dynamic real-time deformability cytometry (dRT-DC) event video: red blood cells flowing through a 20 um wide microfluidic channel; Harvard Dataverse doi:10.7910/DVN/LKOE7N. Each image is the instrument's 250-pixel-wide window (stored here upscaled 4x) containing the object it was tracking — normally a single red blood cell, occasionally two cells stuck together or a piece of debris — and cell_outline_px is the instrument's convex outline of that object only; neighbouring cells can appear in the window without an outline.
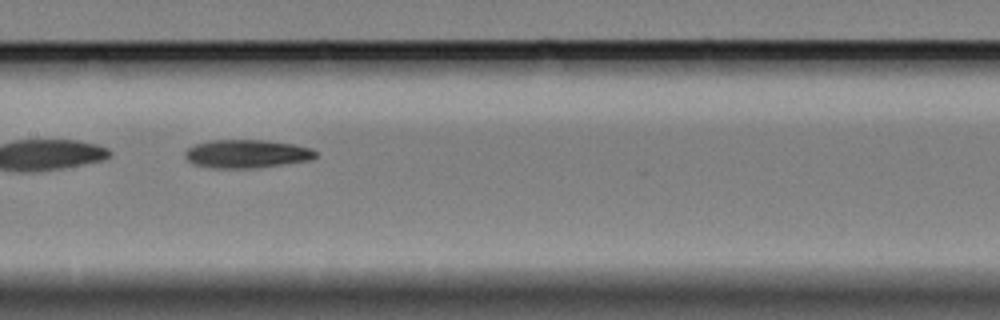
{"species": "Egyptian fruit bat (a non-hibernating species)", "species_latin": "Rousettus aegyptiacus", "temperature_condition": "cold", "stored_images_in_passage": 38, "camera_frame_rate_fps": 3000, "um_per_image_px": 0.085, "animal": {"sex": "female"}, "frame": {"image": 1, "passage_image": 23, "time_ms": 7.333, "image_size_px": [1000, 320], "cell_outline_px": [[316, 156], [312, 160], [256, 168], [212, 168], [192, 164], [184, 156], [184, 152], [188, 148], [196, 144], [212, 140], [264, 140], [296, 144], [312, 148], [316, 152]], "centroid_in_image_um": [20.99, 13.08], "position_along_channel_um": 186.4, "area_um2": 21.73}}
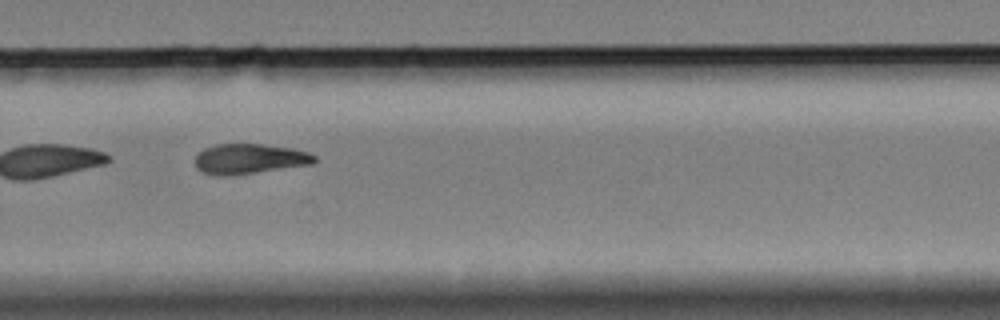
{"frame": {"image": 2, "passage_image": 34, "time_ms": 11.0, "image_size_px": [1000, 320], "cell_outline_px": [[316, 160], [312, 164], [224, 176], [220, 176], [204, 172], [196, 168], [196, 156], [204, 148], [216, 144], [264, 144], [292, 148], [308, 152], [316, 156]], "centroid_in_image_um": [21.2, 13.48], "position_along_channel_um": 308.6, "area_um2": 20.63}}